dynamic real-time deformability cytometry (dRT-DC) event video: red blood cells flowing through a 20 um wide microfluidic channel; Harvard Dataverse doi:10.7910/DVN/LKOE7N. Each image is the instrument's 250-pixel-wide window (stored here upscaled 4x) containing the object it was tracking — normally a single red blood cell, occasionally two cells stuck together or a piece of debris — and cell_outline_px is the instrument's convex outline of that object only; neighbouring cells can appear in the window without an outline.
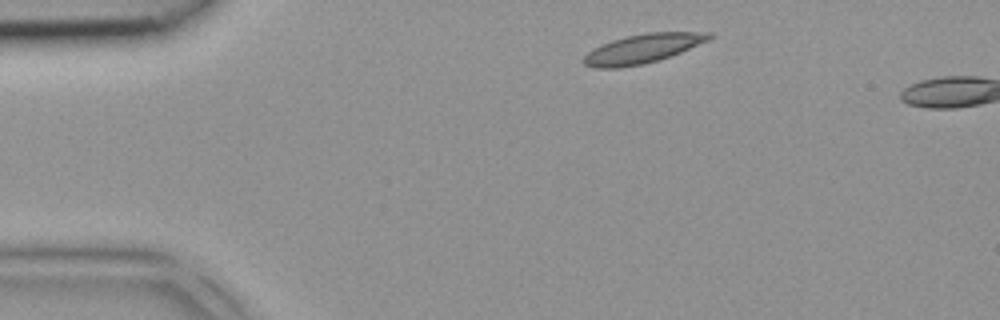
{"species": "common noctule bat (a hibernating species)", "species_latin": "Nyctalus noctula", "temperature_condition": "room temperature", "stored_images_in_passage": 2, "camera_frame_rate_fps": 3000, "um_per_image_px": 0.085, "animal": {"sex": "female", "body_mass_g": 18.4}, "frame": {"image": 1, "passage_image": 1, "time_ms": 0.0, "image_size_px": [1000, 320], "cell_outline_px": [[712, 36], [708, 40], [672, 56], [644, 64], [620, 68], [592, 68], [584, 64], [580, 60], [588, 52], [612, 40], [644, 32], [712, 32]], "centroid_in_image_um": [54.61, 4.15], "position_along_channel_um": 30.4, "area_um2": 21.27}}